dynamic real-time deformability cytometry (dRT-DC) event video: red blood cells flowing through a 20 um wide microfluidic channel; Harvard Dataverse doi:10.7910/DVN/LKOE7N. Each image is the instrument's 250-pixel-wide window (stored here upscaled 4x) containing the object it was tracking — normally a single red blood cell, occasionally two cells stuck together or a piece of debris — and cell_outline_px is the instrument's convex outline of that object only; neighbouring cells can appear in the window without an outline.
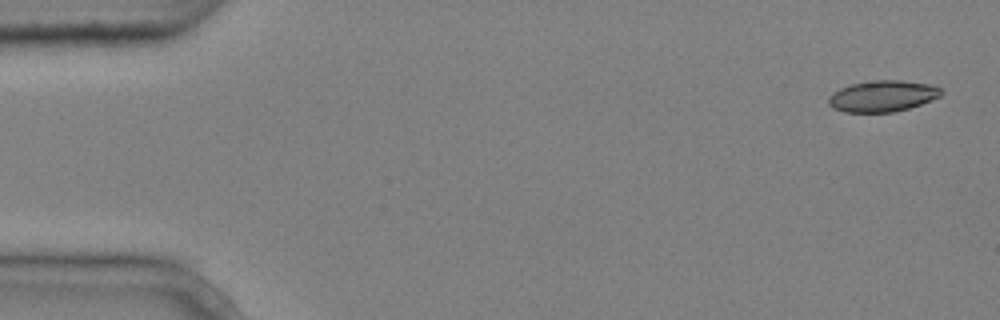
{"species": "common noctule bat (a hibernating species)", "species_latin": "Nyctalus noctula", "temperature_condition": "cold", "stored_images_in_passage": 7, "camera_frame_rate_fps": 3000, "um_per_image_px": 0.085, "animal": {"sex": "male", "body_mass_g": 20.4}, "frame": {"image": 1, "passage_image": 1, "time_ms": 0.0, "image_size_px": [1000, 320], "cell_outline_px": [[944, 92], [940, 96], [920, 104], [908, 108], [892, 112], [844, 112], [832, 108], [828, 104], [828, 96], [832, 92], [840, 88], [852, 84], [876, 80], [900, 80], [928, 84], [940, 88]], "centroid_in_image_um": [74.97, 8.17], "position_along_channel_um": 10.0, "area_um2": 20.4}}
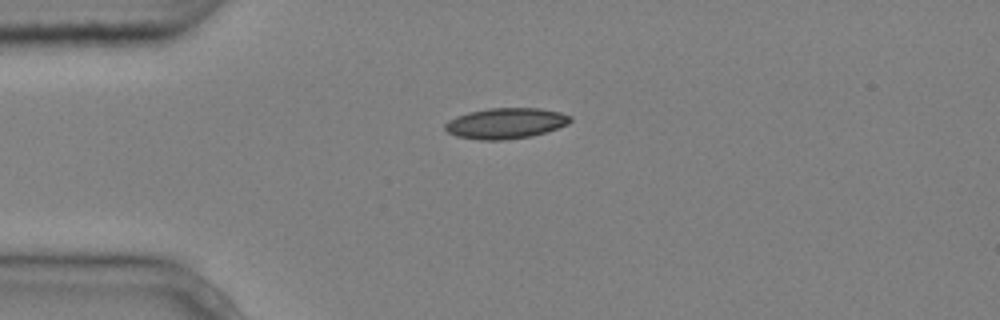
{"frame": {"image": 2, "passage_image": 4, "time_ms": 1.0, "image_size_px": [1000, 320], "cell_outline_px": [[572, 120], [568, 124], [532, 136], [504, 140], [480, 140], [456, 136], [448, 132], [444, 128], [444, 124], [448, 120], [456, 116], [468, 112], [488, 108], [540, 108], [560, 112], [572, 116]], "centroid_in_image_um": [42.97, 10.47], "position_along_channel_um": 42.0, "area_um2": 22.48}}
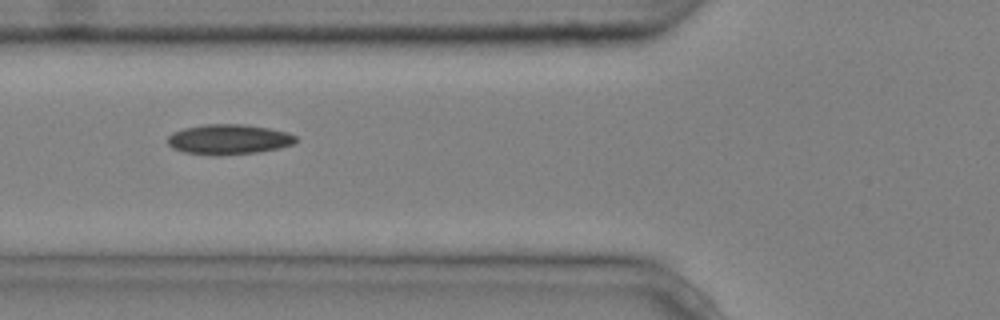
{"frame": {"image": 3, "passage_image": 6, "time_ms": 1.667, "image_size_px": [1000, 320], "cell_outline_px": [[296, 140], [292, 144], [280, 148], [256, 152], [220, 156], [212, 156], [184, 152], [172, 148], [168, 144], [168, 136], [172, 132], [184, 128], [204, 124], [244, 124], [268, 128], [288, 132], [296, 136]], "centroid_in_image_um": [19.41, 11.85], "position_along_channel_um": 106.4, "area_um2": 22.66}}